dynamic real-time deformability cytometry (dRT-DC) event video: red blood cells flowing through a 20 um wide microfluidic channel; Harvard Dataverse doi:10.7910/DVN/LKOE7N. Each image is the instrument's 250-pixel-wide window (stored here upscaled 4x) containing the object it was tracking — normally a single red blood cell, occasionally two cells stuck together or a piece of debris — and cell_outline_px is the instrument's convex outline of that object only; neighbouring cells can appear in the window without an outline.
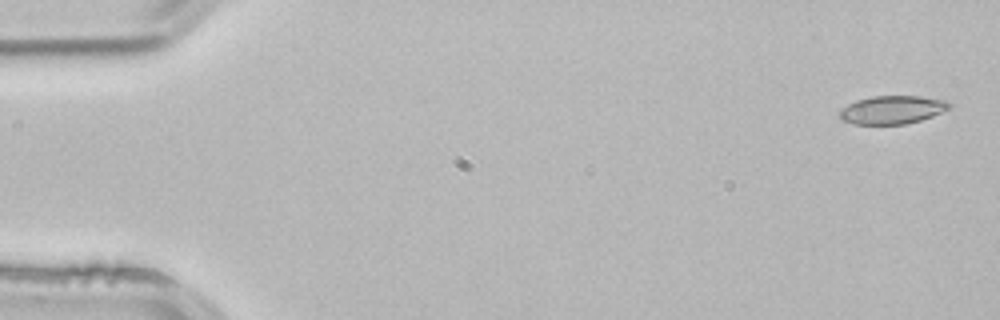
{"species": "common noctule bat (a hibernating species)", "species_latin": "Nyctalus noctula", "temperature_condition": "room temperature", "stored_images_in_passage": 4, "camera_frame_rate_fps": 3000, "um_per_image_px": 0.085, "animal": {"sex": "male", "body_mass_g": 21.5, "forearm_length_mm": 52.0}, "frame": {"image": 1, "passage_image": 1, "time_ms": 0.0, "image_size_px": [1000, 320], "cell_outline_px": [[952, 104], [948, 108], [932, 116], [920, 120], [904, 124], [852, 124], [840, 120], [840, 112], [848, 104], [856, 100], [872, 96], [920, 96], [948, 100]], "centroid_in_image_um": [75.84, 9.33], "position_along_channel_um": 9.2, "area_um2": 17.98}}
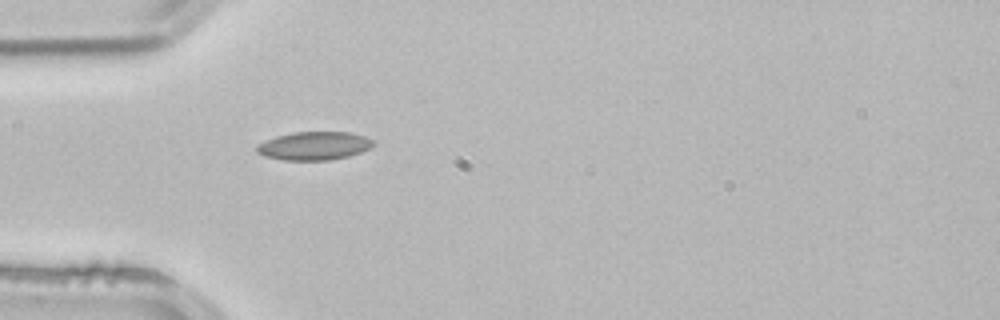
{"frame": {"image": 2, "passage_image": 4, "time_ms": 1.0, "image_size_px": [1000, 320], "cell_outline_px": [[372, 144], [368, 148], [360, 152], [348, 156], [328, 160], [284, 160], [264, 156], [256, 152], [256, 148], [260, 144], [276, 136], [292, 132], [348, 132], [364, 136], [372, 140]], "centroid_in_image_um": [26.67, 12.39], "position_along_channel_um": 58.3, "area_um2": 18.9}}